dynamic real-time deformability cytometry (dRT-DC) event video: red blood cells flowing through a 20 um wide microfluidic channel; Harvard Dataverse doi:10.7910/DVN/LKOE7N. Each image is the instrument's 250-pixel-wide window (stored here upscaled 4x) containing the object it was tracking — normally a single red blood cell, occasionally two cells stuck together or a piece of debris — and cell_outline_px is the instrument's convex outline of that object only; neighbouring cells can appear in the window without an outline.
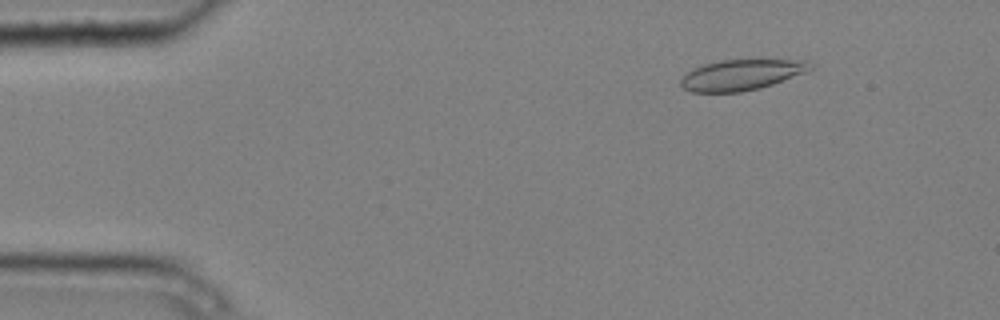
{"species": "common noctule bat (a hibernating species)", "species_latin": "Nyctalus noctula", "temperature_condition": "cold", "stored_images_in_passage": 4, "camera_frame_rate_fps": 3000, "um_per_image_px": 0.085, "animal": {"sex": "male", "body_mass_g": 20.4}, "frame": {"image": 1, "passage_image": 2, "time_ms": 0.333, "image_size_px": [1000, 320], "cell_outline_px": [[816, 64], [808, 72], [760, 88], [740, 92], [692, 92], [684, 88], [680, 84], [680, 80], [692, 68], [704, 64], [720, 60], [808, 60]], "centroid_in_image_um": [63.07, 6.35], "position_along_channel_um": 21.9, "area_um2": 23.24}}